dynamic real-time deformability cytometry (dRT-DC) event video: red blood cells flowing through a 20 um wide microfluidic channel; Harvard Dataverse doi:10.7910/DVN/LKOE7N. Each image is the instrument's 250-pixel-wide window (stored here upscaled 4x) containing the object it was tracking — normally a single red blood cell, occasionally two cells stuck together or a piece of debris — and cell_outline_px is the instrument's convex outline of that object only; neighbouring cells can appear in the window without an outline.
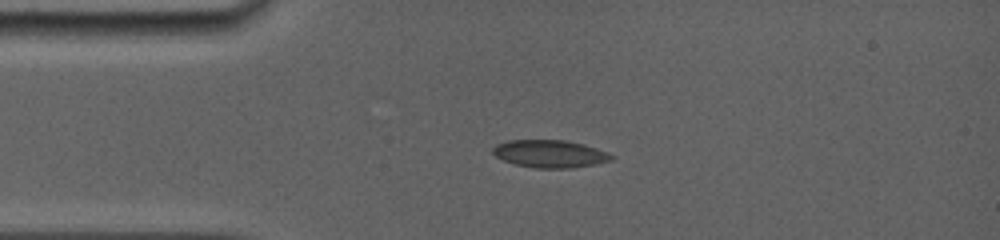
{"species": "common noctule bat (a hibernating species)", "species_latin": "Nyctalus noctula", "temperature_condition": "room temperature", "stored_images_in_passage": 10, "camera_frame_rate_fps": 5000, "um_per_image_px": 0.085, "animal": {"sex": "female", "body_mass_g": 19.0, "forearm_length_mm": 56.7}, "frame": {"image": 1, "passage_image": 2, "time_ms": 0.8, "image_size_px": [1000, 240], "cell_outline_px": [[616, 156], [612, 160], [596, 164], [572, 168], [536, 168], [516, 164], [504, 160], [496, 156], [492, 152], [492, 148], [496, 144], [508, 140], [564, 140], [584, 144], [608, 152]], "centroid_in_image_um": [46.77, 13.07], "position_along_channel_um": 38.2, "area_um2": 19.13}}
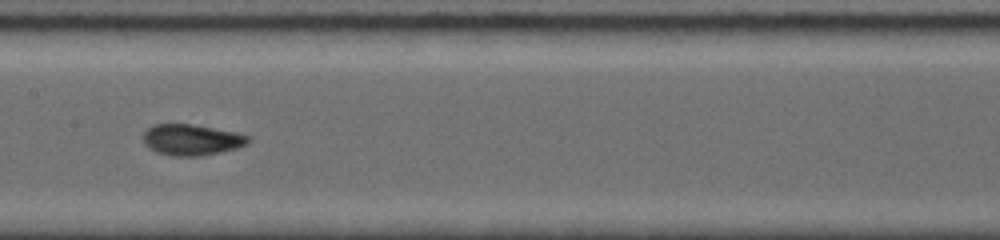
{"frame": {"image": 2, "passage_image": 7, "time_ms": 5.2, "image_size_px": [1000, 240], "cell_outline_px": [[252, 140], [248, 144], [236, 148], [220, 152], [200, 156], [172, 156], [156, 152], [144, 144], [144, 132], [148, 128], [156, 124], [188, 124], [236, 132], [252, 136]], "centroid_in_image_um": [16.32, 11.89], "position_along_channel_um": 191.1, "area_um2": 18.96}}
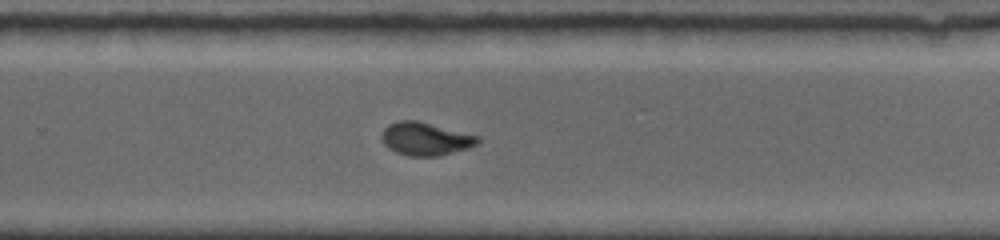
{"frame": {"image": 3, "passage_image": 10, "time_ms": 7.8, "image_size_px": [1000, 240], "cell_outline_px": [[480, 140], [476, 144], [468, 148], [440, 156], [408, 156], [396, 152], [388, 148], [384, 144], [380, 136], [384, 128], [388, 124], [400, 120], [416, 120], [480, 136]], "centroid_in_image_um": [36.14, 11.8], "position_along_channel_um": 293.7, "area_um2": 18.55}}